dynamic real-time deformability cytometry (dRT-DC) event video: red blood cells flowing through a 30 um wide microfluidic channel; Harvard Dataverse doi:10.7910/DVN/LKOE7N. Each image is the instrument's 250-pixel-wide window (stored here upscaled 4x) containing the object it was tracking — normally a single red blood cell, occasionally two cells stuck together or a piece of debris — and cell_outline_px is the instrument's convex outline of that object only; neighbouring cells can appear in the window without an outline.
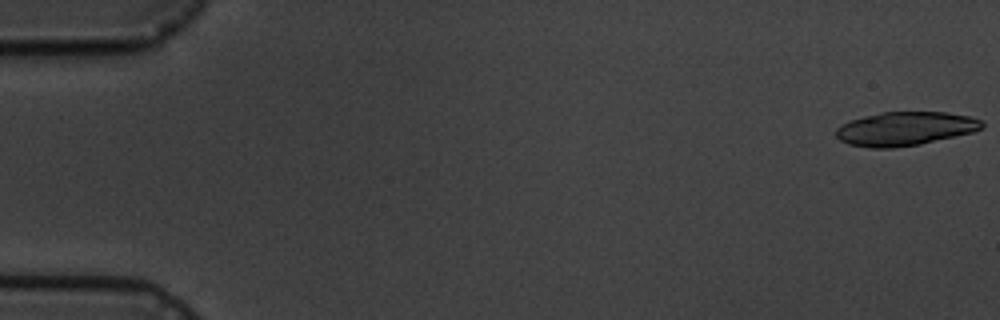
{"species": "common noctule bat (a hibernating species)", "species_latin": "Nyctalus noctula", "temperature_condition": "cold", "stored_images_in_passage": 8, "camera_frame_rate_fps": 3000, "um_per_image_px": 0.085, "animal": {"sex": "male", "body_mass_g": 19.5, "forearm_length_mm": 54.6}, "frame": {"image": 1, "passage_image": 1, "time_ms": 0.0, "image_size_px": [1000, 320], "cell_outline_px": [[984, 124], [980, 128], [972, 132], [920, 144], [892, 148], [868, 148], [848, 144], [840, 140], [836, 136], [836, 128], [852, 120], [864, 116], [880, 112], [944, 112], [968, 116], [984, 120]], "centroid_in_image_um": [76.92, 10.94], "position_along_channel_um": 8.1, "area_um2": 28.55}}